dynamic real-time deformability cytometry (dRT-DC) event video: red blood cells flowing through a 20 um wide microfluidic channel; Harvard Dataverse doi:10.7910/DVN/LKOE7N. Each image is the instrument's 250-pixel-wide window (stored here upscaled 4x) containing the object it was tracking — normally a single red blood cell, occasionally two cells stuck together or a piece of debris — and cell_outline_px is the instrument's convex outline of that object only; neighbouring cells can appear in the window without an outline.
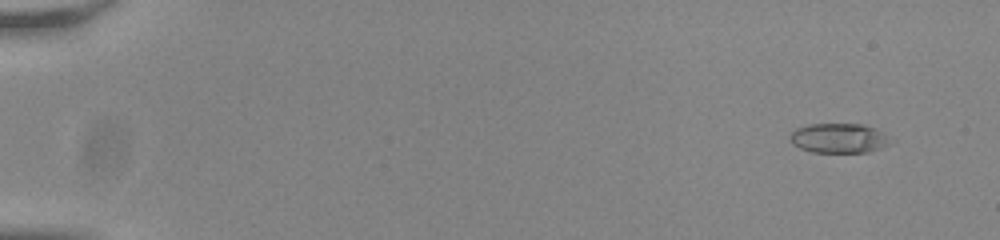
{"species": "common noctule bat (a hibernating species)", "species_latin": "Nyctalus noctula", "temperature_condition": "room temperature", "stored_images_in_passage": 54, "camera_frame_rate_fps": 3000, "um_per_image_px": 0.085, "animal": {"sex": "male", "body_mass_g": 20.0, "forearm_length_mm": 53.3}, "frame": {"image": 1, "passage_image": 5, "time_ms": 1.333, "image_size_px": [1000, 240], "cell_outline_px": [[896, 140], [880, 148], [868, 152], [812, 152], [800, 148], [792, 144], [788, 140], [788, 136], [796, 128], [808, 124], [864, 124], [876, 128], [884, 132]], "centroid_in_image_um": [71.33, 11.73], "position_along_channel_um": 13.7, "area_um2": 17.74}}
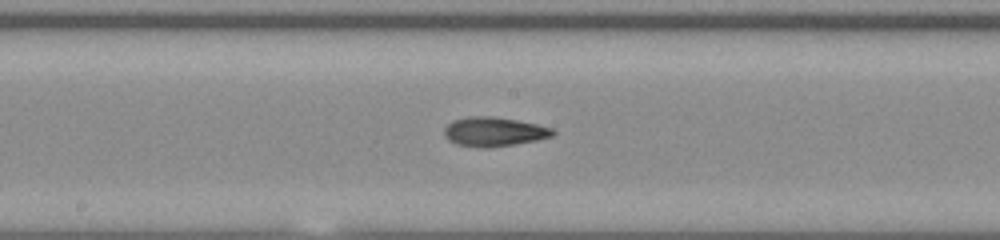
{"frame": {"image": 2, "passage_image": 32, "time_ms": 10.333, "image_size_px": [1000, 240], "cell_outline_px": [[556, 132], [552, 136], [536, 140], [488, 148], [484, 148], [456, 144], [448, 140], [444, 136], [444, 128], [452, 120], [468, 116], [492, 116], [516, 120], [536, 124], [552, 128]], "centroid_in_image_um": [41.95, 11.19], "position_along_channel_um": 206.3, "area_um2": 18.44}}
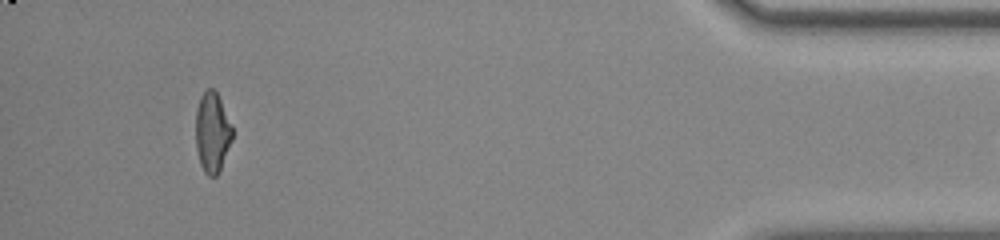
{"frame": {"image": 3, "passage_image": 53, "time_ms": 17.333, "image_size_px": [1000, 240], "cell_outline_px": [[232, 140], [220, 172], [216, 176], [208, 176], [204, 172], [200, 164], [196, 148], [196, 108], [200, 96], [208, 88], [212, 88], [216, 92], [232, 124]], "centroid_in_image_um": [18.04, 11.28], "position_along_channel_um": 417.2, "area_um2": 17.22}}